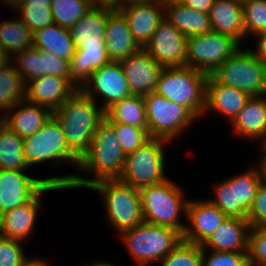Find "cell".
<instances>
[{
	"label": "cell",
	"mask_w": 266,
	"mask_h": 266,
	"mask_svg": "<svg viewBox=\"0 0 266 266\" xmlns=\"http://www.w3.org/2000/svg\"><path fill=\"white\" fill-rule=\"evenodd\" d=\"M12 63L0 69V117L25 98V83Z\"/></svg>",
	"instance_id": "obj_35"
},
{
	"label": "cell",
	"mask_w": 266,
	"mask_h": 266,
	"mask_svg": "<svg viewBox=\"0 0 266 266\" xmlns=\"http://www.w3.org/2000/svg\"><path fill=\"white\" fill-rule=\"evenodd\" d=\"M231 184H236L237 194V218L247 219L255 194L262 181L260 169L250 168V170L235 174L231 178H227Z\"/></svg>",
	"instance_id": "obj_34"
},
{
	"label": "cell",
	"mask_w": 266,
	"mask_h": 266,
	"mask_svg": "<svg viewBox=\"0 0 266 266\" xmlns=\"http://www.w3.org/2000/svg\"><path fill=\"white\" fill-rule=\"evenodd\" d=\"M21 0H2L5 4L8 6H11V8L14 10L20 5Z\"/></svg>",
	"instance_id": "obj_55"
},
{
	"label": "cell",
	"mask_w": 266,
	"mask_h": 266,
	"mask_svg": "<svg viewBox=\"0 0 266 266\" xmlns=\"http://www.w3.org/2000/svg\"><path fill=\"white\" fill-rule=\"evenodd\" d=\"M111 10L91 8L69 29L76 50L86 46H106L105 26Z\"/></svg>",
	"instance_id": "obj_27"
},
{
	"label": "cell",
	"mask_w": 266,
	"mask_h": 266,
	"mask_svg": "<svg viewBox=\"0 0 266 266\" xmlns=\"http://www.w3.org/2000/svg\"><path fill=\"white\" fill-rule=\"evenodd\" d=\"M15 10L20 13L19 18L32 32L54 24L50 6H29L28 4H20Z\"/></svg>",
	"instance_id": "obj_40"
},
{
	"label": "cell",
	"mask_w": 266,
	"mask_h": 266,
	"mask_svg": "<svg viewBox=\"0 0 266 266\" xmlns=\"http://www.w3.org/2000/svg\"><path fill=\"white\" fill-rule=\"evenodd\" d=\"M104 41L108 58L114 62H120L141 49L135 42L127 20L120 11H112L108 15Z\"/></svg>",
	"instance_id": "obj_24"
},
{
	"label": "cell",
	"mask_w": 266,
	"mask_h": 266,
	"mask_svg": "<svg viewBox=\"0 0 266 266\" xmlns=\"http://www.w3.org/2000/svg\"><path fill=\"white\" fill-rule=\"evenodd\" d=\"M11 19L0 22V46L10 57L33 47L32 30L19 17Z\"/></svg>",
	"instance_id": "obj_33"
},
{
	"label": "cell",
	"mask_w": 266,
	"mask_h": 266,
	"mask_svg": "<svg viewBox=\"0 0 266 266\" xmlns=\"http://www.w3.org/2000/svg\"><path fill=\"white\" fill-rule=\"evenodd\" d=\"M109 62L106 46L80 47L69 60L70 82L81 89L95 70Z\"/></svg>",
	"instance_id": "obj_28"
},
{
	"label": "cell",
	"mask_w": 266,
	"mask_h": 266,
	"mask_svg": "<svg viewBox=\"0 0 266 266\" xmlns=\"http://www.w3.org/2000/svg\"><path fill=\"white\" fill-rule=\"evenodd\" d=\"M250 228L247 219L227 217L202 244V249L247 252Z\"/></svg>",
	"instance_id": "obj_23"
},
{
	"label": "cell",
	"mask_w": 266,
	"mask_h": 266,
	"mask_svg": "<svg viewBox=\"0 0 266 266\" xmlns=\"http://www.w3.org/2000/svg\"><path fill=\"white\" fill-rule=\"evenodd\" d=\"M240 46L232 36L214 31L187 37L186 66L211 75Z\"/></svg>",
	"instance_id": "obj_11"
},
{
	"label": "cell",
	"mask_w": 266,
	"mask_h": 266,
	"mask_svg": "<svg viewBox=\"0 0 266 266\" xmlns=\"http://www.w3.org/2000/svg\"><path fill=\"white\" fill-rule=\"evenodd\" d=\"M80 90L95 101L96 95H101V107L104 111L115 102L132 95L120 62L114 61L95 70Z\"/></svg>",
	"instance_id": "obj_12"
},
{
	"label": "cell",
	"mask_w": 266,
	"mask_h": 266,
	"mask_svg": "<svg viewBox=\"0 0 266 266\" xmlns=\"http://www.w3.org/2000/svg\"><path fill=\"white\" fill-rule=\"evenodd\" d=\"M93 98L77 89L53 116L61 124L70 151L80 160L88 151L93 134L105 119V111Z\"/></svg>",
	"instance_id": "obj_2"
},
{
	"label": "cell",
	"mask_w": 266,
	"mask_h": 266,
	"mask_svg": "<svg viewBox=\"0 0 266 266\" xmlns=\"http://www.w3.org/2000/svg\"><path fill=\"white\" fill-rule=\"evenodd\" d=\"M138 190L144 222L173 228L181 234L184 233L186 222L182 223L180 215L182 213L184 217L186 216L189 199L184 197V191L180 185L167 179L159 184L144 186Z\"/></svg>",
	"instance_id": "obj_3"
},
{
	"label": "cell",
	"mask_w": 266,
	"mask_h": 266,
	"mask_svg": "<svg viewBox=\"0 0 266 266\" xmlns=\"http://www.w3.org/2000/svg\"><path fill=\"white\" fill-rule=\"evenodd\" d=\"M207 76L189 66L166 67L160 73L155 92L183 105L199 119L205 111Z\"/></svg>",
	"instance_id": "obj_4"
},
{
	"label": "cell",
	"mask_w": 266,
	"mask_h": 266,
	"mask_svg": "<svg viewBox=\"0 0 266 266\" xmlns=\"http://www.w3.org/2000/svg\"><path fill=\"white\" fill-rule=\"evenodd\" d=\"M164 17L186 37L212 31L209 13L196 11L184 4L165 7Z\"/></svg>",
	"instance_id": "obj_29"
},
{
	"label": "cell",
	"mask_w": 266,
	"mask_h": 266,
	"mask_svg": "<svg viewBox=\"0 0 266 266\" xmlns=\"http://www.w3.org/2000/svg\"><path fill=\"white\" fill-rule=\"evenodd\" d=\"M82 266H93V265L92 264H87V265L85 264V265H82Z\"/></svg>",
	"instance_id": "obj_58"
},
{
	"label": "cell",
	"mask_w": 266,
	"mask_h": 266,
	"mask_svg": "<svg viewBox=\"0 0 266 266\" xmlns=\"http://www.w3.org/2000/svg\"><path fill=\"white\" fill-rule=\"evenodd\" d=\"M25 266H50L45 260L33 257Z\"/></svg>",
	"instance_id": "obj_53"
},
{
	"label": "cell",
	"mask_w": 266,
	"mask_h": 266,
	"mask_svg": "<svg viewBox=\"0 0 266 266\" xmlns=\"http://www.w3.org/2000/svg\"><path fill=\"white\" fill-rule=\"evenodd\" d=\"M250 266H266V227H251L248 235Z\"/></svg>",
	"instance_id": "obj_44"
},
{
	"label": "cell",
	"mask_w": 266,
	"mask_h": 266,
	"mask_svg": "<svg viewBox=\"0 0 266 266\" xmlns=\"http://www.w3.org/2000/svg\"><path fill=\"white\" fill-rule=\"evenodd\" d=\"M126 154L117 139L114 126L105 118L93 134L88 151L79 160L77 170L94 178L68 174L46 178V182L62 189L89 188L104 179H118L122 174Z\"/></svg>",
	"instance_id": "obj_1"
},
{
	"label": "cell",
	"mask_w": 266,
	"mask_h": 266,
	"mask_svg": "<svg viewBox=\"0 0 266 266\" xmlns=\"http://www.w3.org/2000/svg\"><path fill=\"white\" fill-rule=\"evenodd\" d=\"M249 98L250 95L248 93L223 85L217 82L211 75H208L206 79L205 111L203 116L209 111H215L224 115L231 123L244 108Z\"/></svg>",
	"instance_id": "obj_22"
},
{
	"label": "cell",
	"mask_w": 266,
	"mask_h": 266,
	"mask_svg": "<svg viewBox=\"0 0 266 266\" xmlns=\"http://www.w3.org/2000/svg\"><path fill=\"white\" fill-rule=\"evenodd\" d=\"M214 1L215 0H185L183 4L196 11H200L202 13H209V10L213 5Z\"/></svg>",
	"instance_id": "obj_47"
},
{
	"label": "cell",
	"mask_w": 266,
	"mask_h": 266,
	"mask_svg": "<svg viewBox=\"0 0 266 266\" xmlns=\"http://www.w3.org/2000/svg\"><path fill=\"white\" fill-rule=\"evenodd\" d=\"M256 49H250L254 55L266 65V32L261 33L257 36Z\"/></svg>",
	"instance_id": "obj_46"
},
{
	"label": "cell",
	"mask_w": 266,
	"mask_h": 266,
	"mask_svg": "<svg viewBox=\"0 0 266 266\" xmlns=\"http://www.w3.org/2000/svg\"><path fill=\"white\" fill-rule=\"evenodd\" d=\"M54 190L63 189L47 183L29 202L2 213L0 215V235L22 242L28 239L34 231L37 212L42 206L40 197L44 193Z\"/></svg>",
	"instance_id": "obj_14"
},
{
	"label": "cell",
	"mask_w": 266,
	"mask_h": 266,
	"mask_svg": "<svg viewBox=\"0 0 266 266\" xmlns=\"http://www.w3.org/2000/svg\"><path fill=\"white\" fill-rule=\"evenodd\" d=\"M151 1L153 0H119V10L130 6L148 3Z\"/></svg>",
	"instance_id": "obj_49"
},
{
	"label": "cell",
	"mask_w": 266,
	"mask_h": 266,
	"mask_svg": "<svg viewBox=\"0 0 266 266\" xmlns=\"http://www.w3.org/2000/svg\"><path fill=\"white\" fill-rule=\"evenodd\" d=\"M162 6L165 8L167 6L180 5L185 2V0H158Z\"/></svg>",
	"instance_id": "obj_54"
},
{
	"label": "cell",
	"mask_w": 266,
	"mask_h": 266,
	"mask_svg": "<svg viewBox=\"0 0 266 266\" xmlns=\"http://www.w3.org/2000/svg\"><path fill=\"white\" fill-rule=\"evenodd\" d=\"M77 88L64 77L46 75L25 83V100L49 108H59Z\"/></svg>",
	"instance_id": "obj_19"
},
{
	"label": "cell",
	"mask_w": 266,
	"mask_h": 266,
	"mask_svg": "<svg viewBox=\"0 0 266 266\" xmlns=\"http://www.w3.org/2000/svg\"><path fill=\"white\" fill-rule=\"evenodd\" d=\"M217 183L214 188V198L208 199L217 206L227 217H237L236 184H231L228 179Z\"/></svg>",
	"instance_id": "obj_41"
},
{
	"label": "cell",
	"mask_w": 266,
	"mask_h": 266,
	"mask_svg": "<svg viewBox=\"0 0 266 266\" xmlns=\"http://www.w3.org/2000/svg\"><path fill=\"white\" fill-rule=\"evenodd\" d=\"M231 123L240 138L262 142L266 137V95L250 96Z\"/></svg>",
	"instance_id": "obj_25"
},
{
	"label": "cell",
	"mask_w": 266,
	"mask_h": 266,
	"mask_svg": "<svg viewBox=\"0 0 266 266\" xmlns=\"http://www.w3.org/2000/svg\"><path fill=\"white\" fill-rule=\"evenodd\" d=\"M209 251L202 249L201 266H250L247 252Z\"/></svg>",
	"instance_id": "obj_42"
},
{
	"label": "cell",
	"mask_w": 266,
	"mask_h": 266,
	"mask_svg": "<svg viewBox=\"0 0 266 266\" xmlns=\"http://www.w3.org/2000/svg\"><path fill=\"white\" fill-rule=\"evenodd\" d=\"M138 266L160 262L182 240L176 229L146 222L119 234Z\"/></svg>",
	"instance_id": "obj_6"
},
{
	"label": "cell",
	"mask_w": 266,
	"mask_h": 266,
	"mask_svg": "<svg viewBox=\"0 0 266 266\" xmlns=\"http://www.w3.org/2000/svg\"><path fill=\"white\" fill-rule=\"evenodd\" d=\"M46 184L22 170L0 169V215L29 202Z\"/></svg>",
	"instance_id": "obj_16"
},
{
	"label": "cell",
	"mask_w": 266,
	"mask_h": 266,
	"mask_svg": "<svg viewBox=\"0 0 266 266\" xmlns=\"http://www.w3.org/2000/svg\"><path fill=\"white\" fill-rule=\"evenodd\" d=\"M133 95H147L156 91L163 67L145 49L120 61Z\"/></svg>",
	"instance_id": "obj_18"
},
{
	"label": "cell",
	"mask_w": 266,
	"mask_h": 266,
	"mask_svg": "<svg viewBox=\"0 0 266 266\" xmlns=\"http://www.w3.org/2000/svg\"><path fill=\"white\" fill-rule=\"evenodd\" d=\"M105 118L109 122L148 129L144 97L141 95L132 94L115 102L105 111Z\"/></svg>",
	"instance_id": "obj_31"
},
{
	"label": "cell",
	"mask_w": 266,
	"mask_h": 266,
	"mask_svg": "<svg viewBox=\"0 0 266 266\" xmlns=\"http://www.w3.org/2000/svg\"><path fill=\"white\" fill-rule=\"evenodd\" d=\"M93 8L119 11V0H91Z\"/></svg>",
	"instance_id": "obj_48"
},
{
	"label": "cell",
	"mask_w": 266,
	"mask_h": 266,
	"mask_svg": "<svg viewBox=\"0 0 266 266\" xmlns=\"http://www.w3.org/2000/svg\"><path fill=\"white\" fill-rule=\"evenodd\" d=\"M247 220L251 227H266V182L264 181L259 184Z\"/></svg>",
	"instance_id": "obj_45"
},
{
	"label": "cell",
	"mask_w": 266,
	"mask_h": 266,
	"mask_svg": "<svg viewBox=\"0 0 266 266\" xmlns=\"http://www.w3.org/2000/svg\"><path fill=\"white\" fill-rule=\"evenodd\" d=\"M211 76L250 96L266 95V65L249 48L237 49Z\"/></svg>",
	"instance_id": "obj_7"
},
{
	"label": "cell",
	"mask_w": 266,
	"mask_h": 266,
	"mask_svg": "<svg viewBox=\"0 0 266 266\" xmlns=\"http://www.w3.org/2000/svg\"><path fill=\"white\" fill-rule=\"evenodd\" d=\"M16 70L24 83L46 75L67 78L70 81L69 61L34 47L19 51L11 56ZM17 61V62H16Z\"/></svg>",
	"instance_id": "obj_15"
},
{
	"label": "cell",
	"mask_w": 266,
	"mask_h": 266,
	"mask_svg": "<svg viewBox=\"0 0 266 266\" xmlns=\"http://www.w3.org/2000/svg\"><path fill=\"white\" fill-rule=\"evenodd\" d=\"M143 97L150 138L164 139L172 143L197 119L186 107L155 91Z\"/></svg>",
	"instance_id": "obj_9"
},
{
	"label": "cell",
	"mask_w": 266,
	"mask_h": 266,
	"mask_svg": "<svg viewBox=\"0 0 266 266\" xmlns=\"http://www.w3.org/2000/svg\"><path fill=\"white\" fill-rule=\"evenodd\" d=\"M110 123L114 126L117 139L126 155L136 151L150 139L148 129L116 122Z\"/></svg>",
	"instance_id": "obj_39"
},
{
	"label": "cell",
	"mask_w": 266,
	"mask_h": 266,
	"mask_svg": "<svg viewBox=\"0 0 266 266\" xmlns=\"http://www.w3.org/2000/svg\"><path fill=\"white\" fill-rule=\"evenodd\" d=\"M260 143V145L262 146L260 149L266 151V137Z\"/></svg>",
	"instance_id": "obj_57"
},
{
	"label": "cell",
	"mask_w": 266,
	"mask_h": 266,
	"mask_svg": "<svg viewBox=\"0 0 266 266\" xmlns=\"http://www.w3.org/2000/svg\"><path fill=\"white\" fill-rule=\"evenodd\" d=\"M88 189L102 195L105 216L118 234L144 222L138 188L123 183L119 179H104L94 183Z\"/></svg>",
	"instance_id": "obj_5"
},
{
	"label": "cell",
	"mask_w": 266,
	"mask_h": 266,
	"mask_svg": "<svg viewBox=\"0 0 266 266\" xmlns=\"http://www.w3.org/2000/svg\"><path fill=\"white\" fill-rule=\"evenodd\" d=\"M246 37L266 32V0H241Z\"/></svg>",
	"instance_id": "obj_38"
},
{
	"label": "cell",
	"mask_w": 266,
	"mask_h": 266,
	"mask_svg": "<svg viewBox=\"0 0 266 266\" xmlns=\"http://www.w3.org/2000/svg\"><path fill=\"white\" fill-rule=\"evenodd\" d=\"M23 153L28 166L53 160L72 163L78 168L79 159L70 151L61 124L52 115L36 133L23 139Z\"/></svg>",
	"instance_id": "obj_10"
},
{
	"label": "cell",
	"mask_w": 266,
	"mask_h": 266,
	"mask_svg": "<svg viewBox=\"0 0 266 266\" xmlns=\"http://www.w3.org/2000/svg\"><path fill=\"white\" fill-rule=\"evenodd\" d=\"M100 262H93L92 265L93 266H114L112 263L110 262H105V261H101L99 260Z\"/></svg>",
	"instance_id": "obj_56"
},
{
	"label": "cell",
	"mask_w": 266,
	"mask_h": 266,
	"mask_svg": "<svg viewBox=\"0 0 266 266\" xmlns=\"http://www.w3.org/2000/svg\"><path fill=\"white\" fill-rule=\"evenodd\" d=\"M263 156L260 158L258 167L260 169L262 181L266 182V151L262 150Z\"/></svg>",
	"instance_id": "obj_52"
},
{
	"label": "cell",
	"mask_w": 266,
	"mask_h": 266,
	"mask_svg": "<svg viewBox=\"0 0 266 266\" xmlns=\"http://www.w3.org/2000/svg\"><path fill=\"white\" fill-rule=\"evenodd\" d=\"M33 47L68 61L76 51L69 29L55 23L33 32Z\"/></svg>",
	"instance_id": "obj_30"
},
{
	"label": "cell",
	"mask_w": 266,
	"mask_h": 266,
	"mask_svg": "<svg viewBox=\"0 0 266 266\" xmlns=\"http://www.w3.org/2000/svg\"><path fill=\"white\" fill-rule=\"evenodd\" d=\"M202 245L181 240L160 262L161 266H201Z\"/></svg>",
	"instance_id": "obj_37"
},
{
	"label": "cell",
	"mask_w": 266,
	"mask_h": 266,
	"mask_svg": "<svg viewBox=\"0 0 266 266\" xmlns=\"http://www.w3.org/2000/svg\"><path fill=\"white\" fill-rule=\"evenodd\" d=\"M11 62L10 55L0 46V69L4 68Z\"/></svg>",
	"instance_id": "obj_51"
},
{
	"label": "cell",
	"mask_w": 266,
	"mask_h": 266,
	"mask_svg": "<svg viewBox=\"0 0 266 266\" xmlns=\"http://www.w3.org/2000/svg\"><path fill=\"white\" fill-rule=\"evenodd\" d=\"M144 49L163 68L186 66L187 37L165 17Z\"/></svg>",
	"instance_id": "obj_13"
},
{
	"label": "cell",
	"mask_w": 266,
	"mask_h": 266,
	"mask_svg": "<svg viewBox=\"0 0 266 266\" xmlns=\"http://www.w3.org/2000/svg\"><path fill=\"white\" fill-rule=\"evenodd\" d=\"M55 24L70 29L91 8V0H53L50 5Z\"/></svg>",
	"instance_id": "obj_36"
},
{
	"label": "cell",
	"mask_w": 266,
	"mask_h": 266,
	"mask_svg": "<svg viewBox=\"0 0 266 266\" xmlns=\"http://www.w3.org/2000/svg\"><path fill=\"white\" fill-rule=\"evenodd\" d=\"M171 142L150 138L136 151L126 155L122 174L118 178L135 188L159 184L169 178L165 176V149Z\"/></svg>",
	"instance_id": "obj_8"
},
{
	"label": "cell",
	"mask_w": 266,
	"mask_h": 266,
	"mask_svg": "<svg viewBox=\"0 0 266 266\" xmlns=\"http://www.w3.org/2000/svg\"><path fill=\"white\" fill-rule=\"evenodd\" d=\"M186 228L182 240L202 245L227 216L209 200H190L187 204Z\"/></svg>",
	"instance_id": "obj_17"
},
{
	"label": "cell",
	"mask_w": 266,
	"mask_h": 266,
	"mask_svg": "<svg viewBox=\"0 0 266 266\" xmlns=\"http://www.w3.org/2000/svg\"><path fill=\"white\" fill-rule=\"evenodd\" d=\"M28 168L23 138L0 121V169L25 171Z\"/></svg>",
	"instance_id": "obj_32"
},
{
	"label": "cell",
	"mask_w": 266,
	"mask_h": 266,
	"mask_svg": "<svg viewBox=\"0 0 266 266\" xmlns=\"http://www.w3.org/2000/svg\"><path fill=\"white\" fill-rule=\"evenodd\" d=\"M127 20L135 42L141 49L149 43L164 18V7L158 0L119 10Z\"/></svg>",
	"instance_id": "obj_20"
},
{
	"label": "cell",
	"mask_w": 266,
	"mask_h": 266,
	"mask_svg": "<svg viewBox=\"0 0 266 266\" xmlns=\"http://www.w3.org/2000/svg\"><path fill=\"white\" fill-rule=\"evenodd\" d=\"M209 17L212 31L230 35L240 44L246 38L241 0H215Z\"/></svg>",
	"instance_id": "obj_26"
},
{
	"label": "cell",
	"mask_w": 266,
	"mask_h": 266,
	"mask_svg": "<svg viewBox=\"0 0 266 266\" xmlns=\"http://www.w3.org/2000/svg\"><path fill=\"white\" fill-rule=\"evenodd\" d=\"M52 115L49 108L24 99L3 113L0 121L24 139L42 128Z\"/></svg>",
	"instance_id": "obj_21"
},
{
	"label": "cell",
	"mask_w": 266,
	"mask_h": 266,
	"mask_svg": "<svg viewBox=\"0 0 266 266\" xmlns=\"http://www.w3.org/2000/svg\"><path fill=\"white\" fill-rule=\"evenodd\" d=\"M21 242L0 235V266H25L31 260L27 259Z\"/></svg>",
	"instance_id": "obj_43"
},
{
	"label": "cell",
	"mask_w": 266,
	"mask_h": 266,
	"mask_svg": "<svg viewBox=\"0 0 266 266\" xmlns=\"http://www.w3.org/2000/svg\"><path fill=\"white\" fill-rule=\"evenodd\" d=\"M53 0H21L20 4H28L29 6H50Z\"/></svg>",
	"instance_id": "obj_50"
}]
</instances>
